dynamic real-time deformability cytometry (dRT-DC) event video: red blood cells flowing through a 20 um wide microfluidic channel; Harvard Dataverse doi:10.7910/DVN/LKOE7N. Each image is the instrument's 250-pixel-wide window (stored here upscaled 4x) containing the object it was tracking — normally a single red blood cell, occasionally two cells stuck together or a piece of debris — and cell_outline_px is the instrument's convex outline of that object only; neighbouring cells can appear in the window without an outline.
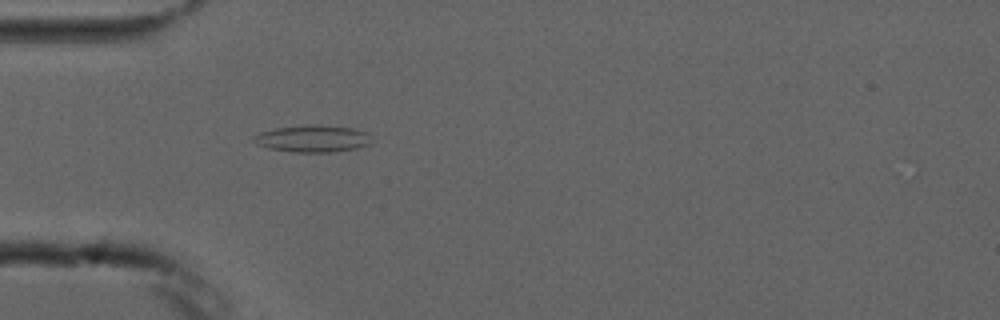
{"species": "common noctule bat (a hibernating species)", "species_latin": "Nyctalus noctula", "temperature_condition": "cold", "stored_images_in_passage": 1, "camera_frame_rate_fps": 3000, "um_per_image_px": 0.085, "animal": {"sex": "male", "forearm_length_mm": 52.5}, "frame": {"image": 1, "passage_image": 1, "time_ms": 0.0, "image_size_px": [1000, 320], "cell_outline_px": [[372, 144], [356, 148], [328, 152], [296, 152], [268, 148], [256, 144], [252, 140], [252, 136], [260, 132], [276, 128], [308, 124], [352, 128], [368, 132]], "centroid_in_image_um": [26.56, 11.78], "position_along_channel_um": 58.4, "area_um2": 18.5}}